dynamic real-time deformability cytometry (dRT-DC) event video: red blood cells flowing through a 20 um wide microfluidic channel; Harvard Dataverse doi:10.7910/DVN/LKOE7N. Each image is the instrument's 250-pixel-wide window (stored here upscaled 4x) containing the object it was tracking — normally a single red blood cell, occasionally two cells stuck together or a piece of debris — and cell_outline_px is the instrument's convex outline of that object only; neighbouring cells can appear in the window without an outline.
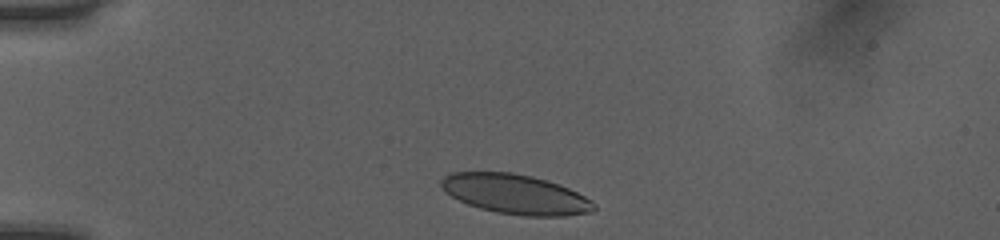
{"species": "human", "species_latin": "Homo sapiens", "temperature_condition": "room temperature", "stored_images_in_passage": 34, "camera_frame_rate_fps": 3000, "um_per_image_px": 0.085, "donor": {"sex": "female"}, "frame": {"image": 1, "passage_image": 1, "time_ms": 0.0, "image_size_px": [1000, 240], "cell_outline_px": [[596, 208], [592, 212], [564, 216], [524, 216], [496, 212], [480, 208], [468, 204], [452, 196], [440, 184], [440, 180], [444, 176], [452, 172], [512, 172], [532, 176], [568, 188], [592, 200], [596, 204]], "centroid_in_image_um": [43.83, 16.51], "position_along_channel_um": 41.2, "area_um2": 35.08}}
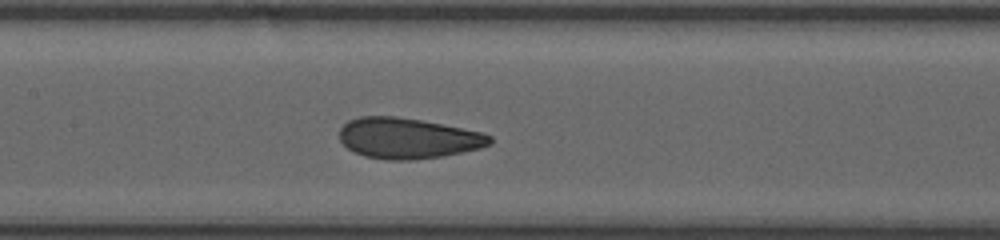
{"frame": {"image": 2, "passage_image": 14, "time_ms": 4.333, "image_size_px": [1000, 240], "cell_outline_px": [[492, 144], [480, 148], [444, 156], [412, 160], [388, 160], [364, 156], [348, 148], [340, 140], [340, 128], [348, 120], [360, 116], [396, 116], [420, 120], [484, 132], [492, 136]], "centroid_in_image_um": [34.69, 11.75], "position_along_channel_um": 172.7, "area_um2": 35.72}}
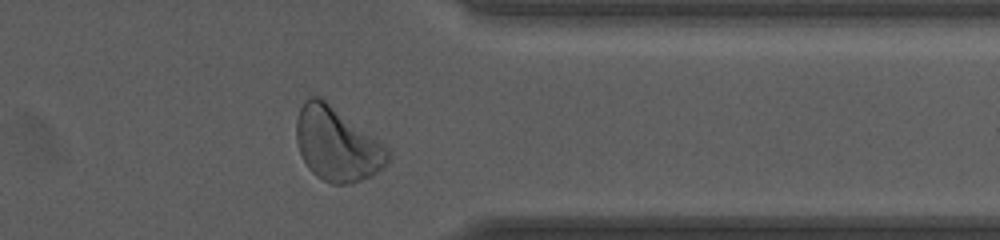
{"frame": {"image": 3, "passage_image": 30, "time_ms": 9.667, "image_size_px": [1000, 240], "cell_outline_px": [[388, 164], [384, 168], [372, 176], [352, 184], [332, 184], [316, 176], [308, 168], [300, 152], [296, 140], [296, 120], [300, 108], [304, 100], [308, 96], [316, 96], [324, 100], [384, 144], [388, 148]], "centroid_in_image_um": [28.64, 12.29], "position_along_channel_um": 382.8, "area_um2": 39.07}, "authors_computed_cell_mechanics": {"area_um2": 35.7493, "velocity_mm_per_s": 4.0376, "shape_relaxation_time_tau1_ms": 5.1207, "shape_relaxation_time_tau2_ms": 0.8587, "deformation_change_tau1": 0.1343, "deformation_change_tau2": 0.0568}}